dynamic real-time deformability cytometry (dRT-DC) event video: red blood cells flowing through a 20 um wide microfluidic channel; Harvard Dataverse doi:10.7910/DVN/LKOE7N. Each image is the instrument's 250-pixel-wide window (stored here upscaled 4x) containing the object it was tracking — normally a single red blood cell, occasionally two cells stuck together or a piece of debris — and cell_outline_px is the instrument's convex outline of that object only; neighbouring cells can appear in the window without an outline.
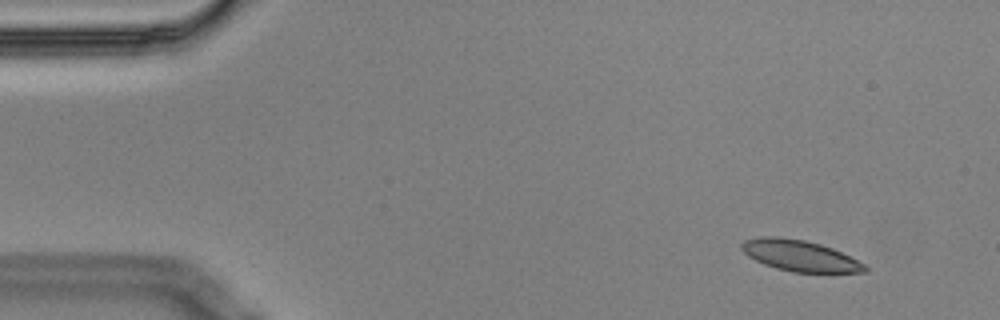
{"species": "Egyptian fruit bat (a non-hibernating species)", "species_latin": "Rousettus aegyptiacus", "temperature_condition": "cold", "stored_images_in_passage": 5, "camera_frame_rate_fps": 3000, "um_per_image_px": 0.085, "animal": {"sex": "male"}, "frame": {"image": 1, "passage_image": 2, "time_ms": 0.333, "image_size_px": [1000, 320], "cell_outline_px": [[868, 272], [792, 272], [776, 268], [764, 264], [748, 256], [740, 248], [740, 244], [744, 240], [760, 236], [776, 236], [804, 240], [820, 244], [832, 248], [864, 264], [868, 268]], "centroid_in_image_um": [67.94, 21.72], "position_along_channel_um": 17.1, "area_um2": 22.14}}